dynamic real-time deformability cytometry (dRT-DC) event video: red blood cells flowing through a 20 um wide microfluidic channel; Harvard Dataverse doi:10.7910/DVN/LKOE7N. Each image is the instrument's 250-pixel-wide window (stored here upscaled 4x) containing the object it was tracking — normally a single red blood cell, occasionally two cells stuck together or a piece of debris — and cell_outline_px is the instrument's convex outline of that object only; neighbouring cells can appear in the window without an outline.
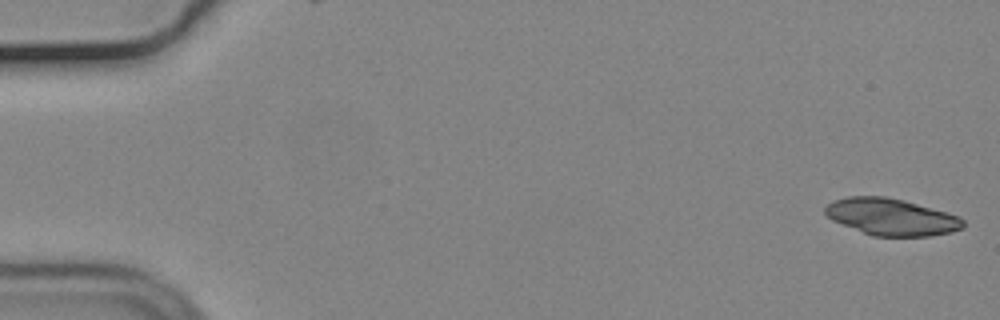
{"species": "common noctule bat (a hibernating species)", "species_latin": "Nyctalus noctula", "temperature_condition": "cold", "stored_images_in_passage": 25, "camera_frame_rate_fps": 3000, "um_per_image_px": 0.085, "animal": {"sex": "male", "body_mass_g": 19.2, "forearm_length_mm": 51.8}, "frame": {"image": 1, "passage_image": 1, "time_ms": 0.0, "image_size_px": [1000, 320], "cell_outline_px": [[964, 228], [952, 232], [932, 236], [872, 236], [832, 220], [824, 212], [824, 208], [828, 204], [836, 200], [848, 196], [884, 196], [904, 200], [948, 212], [960, 216], [964, 220]], "centroid_in_image_um": [75.81, 18.44], "position_along_channel_um": 9.2, "area_um2": 29.71}}